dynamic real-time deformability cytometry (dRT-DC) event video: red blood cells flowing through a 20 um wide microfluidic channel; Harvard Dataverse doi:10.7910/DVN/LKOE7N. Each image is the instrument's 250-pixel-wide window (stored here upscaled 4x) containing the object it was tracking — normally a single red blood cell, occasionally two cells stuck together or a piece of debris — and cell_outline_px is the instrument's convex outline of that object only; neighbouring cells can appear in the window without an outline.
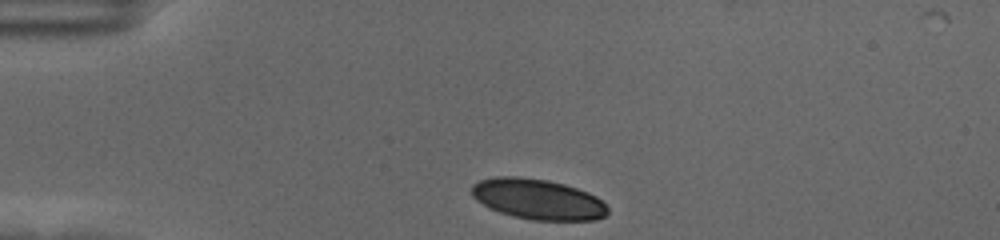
{"species": "human", "species_latin": "Homo sapiens", "temperature_condition": "cold", "stored_images_in_passage": 37, "camera_frame_rate_fps": 3000, "um_per_image_px": 0.085, "donor": {"sex": "female"}, "frame": {"image": 1, "passage_image": 1, "time_ms": 0.0, "image_size_px": [1000, 240], "cell_outline_px": [[608, 212], [604, 216], [596, 220], [532, 220], [512, 216], [488, 208], [476, 200], [472, 196], [472, 184], [480, 180], [496, 176], [516, 176], [548, 180], [564, 184], [588, 192], [596, 196], [608, 208]], "centroid_in_image_um": [45.69, 16.93], "position_along_channel_um": 39.3, "area_um2": 32.14}}
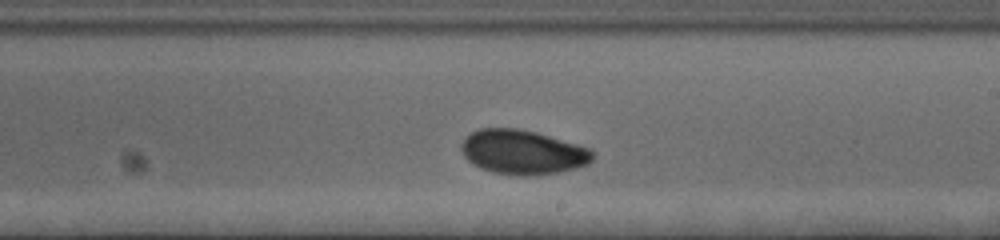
{"frame": {"image": 2, "passage_image": 22, "time_ms": 7.0, "image_size_px": [1000, 240], "cell_outline_px": [[596, 156], [588, 164], [576, 168], [556, 172], [528, 176], [524, 176], [492, 172], [480, 168], [468, 160], [464, 156], [460, 148], [460, 144], [472, 132], [480, 128], [516, 128], [536, 132], [576, 144], [588, 148]], "centroid_in_image_um": [44.41, 12.93], "position_along_channel_um": 244.6, "area_um2": 33.76}}
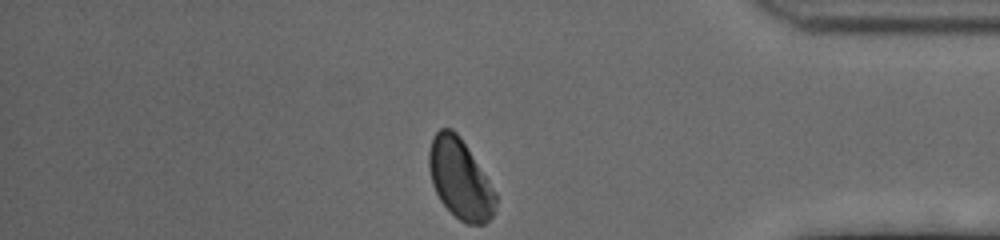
{"frame": {"image": 3, "passage_image": 37, "time_ms": 12.0, "image_size_px": [1000, 240], "cell_outline_px": [[496, 204], [492, 216], [484, 224], [468, 224], [460, 220], [440, 200], [432, 184], [428, 168], [428, 152], [432, 136], [440, 128], [452, 128], [460, 136], [496, 192]], "centroid_in_image_um": [39.08, 15.18], "position_along_channel_um": 396.1, "area_um2": 30.87}, "authors_computed_cell_mechanics": {"area_um2": 32.946, "velocity_mm_per_s": 3.5008, "shape_relaxation_time_tau1_ms": 3.4067, "shape_relaxation_time_tau2_ms": 1.8079, "deformation_change_tau1": 0.1069, "deformation_change_tau2": 0.0459}}